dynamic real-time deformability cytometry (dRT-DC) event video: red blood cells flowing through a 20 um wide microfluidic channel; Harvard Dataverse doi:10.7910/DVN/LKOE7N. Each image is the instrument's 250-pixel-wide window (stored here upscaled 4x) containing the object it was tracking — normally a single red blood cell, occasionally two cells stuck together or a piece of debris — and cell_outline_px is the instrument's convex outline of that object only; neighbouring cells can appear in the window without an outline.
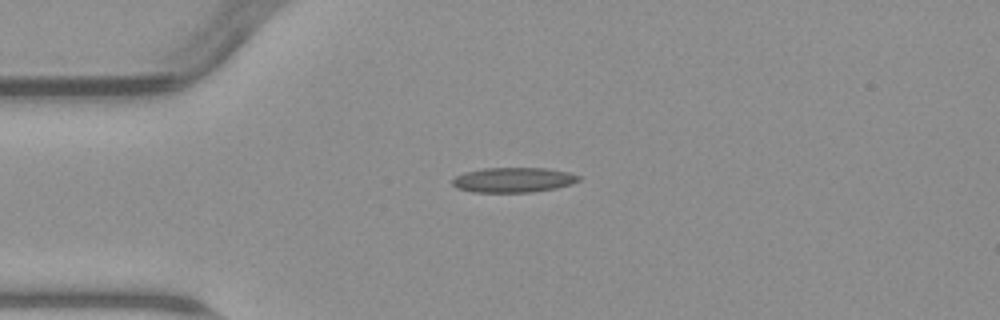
{"species": "common noctule bat (a hibernating species)", "species_latin": "Nyctalus noctula", "temperature_condition": "warm", "stored_images_in_passage": 2, "camera_frame_rate_fps": 3000, "um_per_image_px": 0.085, "animal": {"sex": "male", "body_mass_g": 23.1, "forearm_length_mm": 52.7}, "frame": {"image": 1, "passage_image": 1, "time_ms": 0.0, "image_size_px": [1000, 320], "cell_outline_px": [[580, 180], [572, 184], [556, 188], [532, 192], [472, 192], [456, 188], [452, 184], [452, 180], [456, 176], [464, 172], [484, 168], [548, 168], [568, 172], [580, 176]], "centroid_in_image_um": [43.63, 15.29], "position_along_channel_um": 41.4, "area_um2": 18.44}}